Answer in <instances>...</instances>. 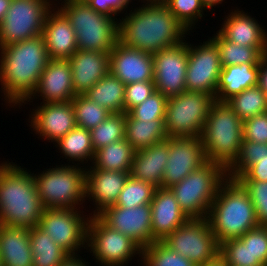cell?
<instances>
[{
	"label": "cell",
	"mask_w": 267,
	"mask_h": 266,
	"mask_svg": "<svg viewBox=\"0 0 267 266\" xmlns=\"http://www.w3.org/2000/svg\"><path fill=\"white\" fill-rule=\"evenodd\" d=\"M119 22V41L128 47L154 54L185 41L186 28L163 2H144Z\"/></svg>",
	"instance_id": "obj_1"
},
{
	"label": "cell",
	"mask_w": 267,
	"mask_h": 266,
	"mask_svg": "<svg viewBox=\"0 0 267 266\" xmlns=\"http://www.w3.org/2000/svg\"><path fill=\"white\" fill-rule=\"evenodd\" d=\"M0 84L6 104L20 108L35 91L50 58L42 35L0 47Z\"/></svg>",
	"instance_id": "obj_2"
},
{
	"label": "cell",
	"mask_w": 267,
	"mask_h": 266,
	"mask_svg": "<svg viewBox=\"0 0 267 266\" xmlns=\"http://www.w3.org/2000/svg\"><path fill=\"white\" fill-rule=\"evenodd\" d=\"M28 171L13 162L0 164V224L27 229L39 225L45 207Z\"/></svg>",
	"instance_id": "obj_3"
},
{
	"label": "cell",
	"mask_w": 267,
	"mask_h": 266,
	"mask_svg": "<svg viewBox=\"0 0 267 266\" xmlns=\"http://www.w3.org/2000/svg\"><path fill=\"white\" fill-rule=\"evenodd\" d=\"M207 220L219 245L238 239L260 225L247 190L237 179L230 177L221 183Z\"/></svg>",
	"instance_id": "obj_4"
},
{
	"label": "cell",
	"mask_w": 267,
	"mask_h": 266,
	"mask_svg": "<svg viewBox=\"0 0 267 266\" xmlns=\"http://www.w3.org/2000/svg\"><path fill=\"white\" fill-rule=\"evenodd\" d=\"M200 138L207 161L227 169L238 156L243 141V121L226 101L215 100Z\"/></svg>",
	"instance_id": "obj_5"
},
{
	"label": "cell",
	"mask_w": 267,
	"mask_h": 266,
	"mask_svg": "<svg viewBox=\"0 0 267 266\" xmlns=\"http://www.w3.org/2000/svg\"><path fill=\"white\" fill-rule=\"evenodd\" d=\"M59 7L75 31L78 50L110 52L119 41L116 17L96 12L84 0H64Z\"/></svg>",
	"instance_id": "obj_6"
},
{
	"label": "cell",
	"mask_w": 267,
	"mask_h": 266,
	"mask_svg": "<svg viewBox=\"0 0 267 266\" xmlns=\"http://www.w3.org/2000/svg\"><path fill=\"white\" fill-rule=\"evenodd\" d=\"M227 177L223 166L207 162L169 189L189 219L207 218L218 189Z\"/></svg>",
	"instance_id": "obj_7"
},
{
	"label": "cell",
	"mask_w": 267,
	"mask_h": 266,
	"mask_svg": "<svg viewBox=\"0 0 267 266\" xmlns=\"http://www.w3.org/2000/svg\"><path fill=\"white\" fill-rule=\"evenodd\" d=\"M32 174L38 195L45 208L80 209L79 205L86 201L85 167L81 168L76 163L74 165L62 164L43 170L38 175Z\"/></svg>",
	"instance_id": "obj_8"
},
{
	"label": "cell",
	"mask_w": 267,
	"mask_h": 266,
	"mask_svg": "<svg viewBox=\"0 0 267 266\" xmlns=\"http://www.w3.org/2000/svg\"><path fill=\"white\" fill-rule=\"evenodd\" d=\"M215 97L185 91L168 97L164 127L168 137H200Z\"/></svg>",
	"instance_id": "obj_9"
},
{
	"label": "cell",
	"mask_w": 267,
	"mask_h": 266,
	"mask_svg": "<svg viewBox=\"0 0 267 266\" xmlns=\"http://www.w3.org/2000/svg\"><path fill=\"white\" fill-rule=\"evenodd\" d=\"M90 247V248H89ZM87 248L102 266H124L142 248L130 237L112 229L98 216H90L87 225Z\"/></svg>",
	"instance_id": "obj_10"
},
{
	"label": "cell",
	"mask_w": 267,
	"mask_h": 266,
	"mask_svg": "<svg viewBox=\"0 0 267 266\" xmlns=\"http://www.w3.org/2000/svg\"><path fill=\"white\" fill-rule=\"evenodd\" d=\"M162 242L196 266L205 265L219 256L220 245L207 218L189 219Z\"/></svg>",
	"instance_id": "obj_11"
},
{
	"label": "cell",
	"mask_w": 267,
	"mask_h": 266,
	"mask_svg": "<svg viewBox=\"0 0 267 266\" xmlns=\"http://www.w3.org/2000/svg\"><path fill=\"white\" fill-rule=\"evenodd\" d=\"M50 0H12L0 23V47L42 35L47 13L57 7Z\"/></svg>",
	"instance_id": "obj_12"
},
{
	"label": "cell",
	"mask_w": 267,
	"mask_h": 266,
	"mask_svg": "<svg viewBox=\"0 0 267 266\" xmlns=\"http://www.w3.org/2000/svg\"><path fill=\"white\" fill-rule=\"evenodd\" d=\"M80 209L45 208L38 227L69 255H79L87 248V225L90 215L84 217ZM82 247V248H81ZM79 250V251H78Z\"/></svg>",
	"instance_id": "obj_13"
},
{
	"label": "cell",
	"mask_w": 267,
	"mask_h": 266,
	"mask_svg": "<svg viewBox=\"0 0 267 266\" xmlns=\"http://www.w3.org/2000/svg\"><path fill=\"white\" fill-rule=\"evenodd\" d=\"M201 44L194 46L188 43L186 90L212 94L215 97L222 70L219 50L211 38Z\"/></svg>",
	"instance_id": "obj_14"
},
{
	"label": "cell",
	"mask_w": 267,
	"mask_h": 266,
	"mask_svg": "<svg viewBox=\"0 0 267 266\" xmlns=\"http://www.w3.org/2000/svg\"><path fill=\"white\" fill-rule=\"evenodd\" d=\"M153 56L155 91L166 97L186 91V69L188 64V42L158 51Z\"/></svg>",
	"instance_id": "obj_15"
},
{
	"label": "cell",
	"mask_w": 267,
	"mask_h": 266,
	"mask_svg": "<svg viewBox=\"0 0 267 266\" xmlns=\"http://www.w3.org/2000/svg\"><path fill=\"white\" fill-rule=\"evenodd\" d=\"M200 137H169V157L161 188H170L206 164Z\"/></svg>",
	"instance_id": "obj_16"
},
{
	"label": "cell",
	"mask_w": 267,
	"mask_h": 266,
	"mask_svg": "<svg viewBox=\"0 0 267 266\" xmlns=\"http://www.w3.org/2000/svg\"><path fill=\"white\" fill-rule=\"evenodd\" d=\"M98 217L109 227L130 237L141 248L155 242L151 228V205L134 208L108 207Z\"/></svg>",
	"instance_id": "obj_17"
},
{
	"label": "cell",
	"mask_w": 267,
	"mask_h": 266,
	"mask_svg": "<svg viewBox=\"0 0 267 266\" xmlns=\"http://www.w3.org/2000/svg\"><path fill=\"white\" fill-rule=\"evenodd\" d=\"M72 78V69L68 59H50L41 73L35 91L24 104L33 102L36 96L42 98L41 103L71 101L76 96Z\"/></svg>",
	"instance_id": "obj_18"
},
{
	"label": "cell",
	"mask_w": 267,
	"mask_h": 266,
	"mask_svg": "<svg viewBox=\"0 0 267 266\" xmlns=\"http://www.w3.org/2000/svg\"><path fill=\"white\" fill-rule=\"evenodd\" d=\"M40 104L33 109L29 123L43 140L55 143L77 126L71 101Z\"/></svg>",
	"instance_id": "obj_19"
},
{
	"label": "cell",
	"mask_w": 267,
	"mask_h": 266,
	"mask_svg": "<svg viewBox=\"0 0 267 266\" xmlns=\"http://www.w3.org/2000/svg\"><path fill=\"white\" fill-rule=\"evenodd\" d=\"M110 72L122 83L153 81V56L150 53L128 47L118 41L109 52Z\"/></svg>",
	"instance_id": "obj_20"
},
{
	"label": "cell",
	"mask_w": 267,
	"mask_h": 266,
	"mask_svg": "<svg viewBox=\"0 0 267 266\" xmlns=\"http://www.w3.org/2000/svg\"><path fill=\"white\" fill-rule=\"evenodd\" d=\"M89 168L86 169L85 198L92 199L96 207L90 215L98 216L106 208L115 206L130 172Z\"/></svg>",
	"instance_id": "obj_21"
},
{
	"label": "cell",
	"mask_w": 267,
	"mask_h": 266,
	"mask_svg": "<svg viewBox=\"0 0 267 266\" xmlns=\"http://www.w3.org/2000/svg\"><path fill=\"white\" fill-rule=\"evenodd\" d=\"M151 205V228L155 241H163L189 218L169 188H156Z\"/></svg>",
	"instance_id": "obj_22"
},
{
	"label": "cell",
	"mask_w": 267,
	"mask_h": 266,
	"mask_svg": "<svg viewBox=\"0 0 267 266\" xmlns=\"http://www.w3.org/2000/svg\"><path fill=\"white\" fill-rule=\"evenodd\" d=\"M42 36L50 59H69L78 50L75 31L58 8L47 13Z\"/></svg>",
	"instance_id": "obj_23"
},
{
	"label": "cell",
	"mask_w": 267,
	"mask_h": 266,
	"mask_svg": "<svg viewBox=\"0 0 267 266\" xmlns=\"http://www.w3.org/2000/svg\"><path fill=\"white\" fill-rule=\"evenodd\" d=\"M218 32L228 41L246 47H256L264 56L267 55V33L258 21L239 9L225 16Z\"/></svg>",
	"instance_id": "obj_24"
},
{
	"label": "cell",
	"mask_w": 267,
	"mask_h": 266,
	"mask_svg": "<svg viewBox=\"0 0 267 266\" xmlns=\"http://www.w3.org/2000/svg\"><path fill=\"white\" fill-rule=\"evenodd\" d=\"M75 95H84L110 72L109 52L77 50L69 59Z\"/></svg>",
	"instance_id": "obj_25"
},
{
	"label": "cell",
	"mask_w": 267,
	"mask_h": 266,
	"mask_svg": "<svg viewBox=\"0 0 267 266\" xmlns=\"http://www.w3.org/2000/svg\"><path fill=\"white\" fill-rule=\"evenodd\" d=\"M168 157L169 137L151 147L136 150L130 176L160 188Z\"/></svg>",
	"instance_id": "obj_26"
},
{
	"label": "cell",
	"mask_w": 267,
	"mask_h": 266,
	"mask_svg": "<svg viewBox=\"0 0 267 266\" xmlns=\"http://www.w3.org/2000/svg\"><path fill=\"white\" fill-rule=\"evenodd\" d=\"M0 256L3 266H32L30 229L0 224Z\"/></svg>",
	"instance_id": "obj_27"
},
{
	"label": "cell",
	"mask_w": 267,
	"mask_h": 266,
	"mask_svg": "<svg viewBox=\"0 0 267 266\" xmlns=\"http://www.w3.org/2000/svg\"><path fill=\"white\" fill-rule=\"evenodd\" d=\"M259 64L224 66L220 72L215 100L227 101L233 95L258 85Z\"/></svg>",
	"instance_id": "obj_28"
},
{
	"label": "cell",
	"mask_w": 267,
	"mask_h": 266,
	"mask_svg": "<svg viewBox=\"0 0 267 266\" xmlns=\"http://www.w3.org/2000/svg\"><path fill=\"white\" fill-rule=\"evenodd\" d=\"M125 86L124 83L109 72L84 95L111 113H125Z\"/></svg>",
	"instance_id": "obj_29"
},
{
	"label": "cell",
	"mask_w": 267,
	"mask_h": 266,
	"mask_svg": "<svg viewBox=\"0 0 267 266\" xmlns=\"http://www.w3.org/2000/svg\"><path fill=\"white\" fill-rule=\"evenodd\" d=\"M167 138L164 120L138 121L126 113L125 139L135 151L151 147Z\"/></svg>",
	"instance_id": "obj_30"
},
{
	"label": "cell",
	"mask_w": 267,
	"mask_h": 266,
	"mask_svg": "<svg viewBox=\"0 0 267 266\" xmlns=\"http://www.w3.org/2000/svg\"><path fill=\"white\" fill-rule=\"evenodd\" d=\"M135 150L126 139L113 142L95 151L91 168L130 172Z\"/></svg>",
	"instance_id": "obj_31"
},
{
	"label": "cell",
	"mask_w": 267,
	"mask_h": 266,
	"mask_svg": "<svg viewBox=\"0 0 267 266\" xmlns=\"http://www.w3.org/2000/svg\"><path fill=\"white\" fill-rule=\"evenodd\" d=\"M32 266H61L69 254L38 226L30 229Z\"/></svg>",
	"instance_id": "obj_32"
},
{
	"label": "cell",
	"mask_w": 267,
	"mask_h": 266,
	"mask_svg": "<svg viewBox=\"0 0 267 266\" xmlns=\"http://www.w3.org/2000/svg\"><path fill=\"white\" fill-rule=\"evenodd\" d=\"M56 143L61 155L63 154L65 159L69 160L68 163L72 161V164H74L73 161H76L78 162L77 165H80V163L84 165L88 161L93 162L95 150L89 130L76 126Z\"/></svg>",
	"instance_id": "obj_33"
},
{
	"label": "cell",
	"mask_w": 267,
	"mask_h": 266,
	"mask_svg": "<svg viewBox=\"0 0 267 266\" xmlns=\"http://www.w3.org/2000/svg\"><path fill=\"white\" fill-rule=\"evenodd\" d=\"M217 45L222 67L259 64L264 55L256 47L241 46L226 40L218 31L211 38Z\"/></svg>",
	"instance_id": "obj_34"
},
{
	"label": "cell",
	"mask_w": 267,
	"mask_h": 266,
	"mask_svg": "<svg viewBox=\"0 0 267 266\" xmlns=\"http://www.w3.org/2000/svg\"><path fill=\"white\" fill-rule=\"evenodd\" d=\"M226 102L242 121L267 112V95L258 85L233 95Z\"/></svg>",
	"instance_id": "obj_35"
},
{
	"label": "cell",
	"mask_w": 267,
	"mask_h": 266,
	"mask_svg": "<svg viewBox=\"0 0 267 266\" xmlns=\"http://www.w3.org/2000/svg\"><path fill=\"white\" fill-rule=\"evenodd\" d=\"M125 122L126 113H111L101 124L92 129L90 132L94 150L125 139Z\"/></svg>",
	"instance_id": "obj_36"
},
{
	"label": "cell",
	"mask_w": 267,
	"mask_h": 266,
	"mask_svg": "<svg viewBox=\"0 0 267 266\" xmlns=\"http://www.w3.org/2000/svg\"><path fill=\"white\" fill-rule=\"evenodd\" d=\"M71 102L77 126L89 131L101 124L111 114L106 108L101 107L85 95H76Z\"/></svg>",
	"instance_id": "obj_37"
},
{
	"label": "cell",
	"mask_w": 267,
	"mask_h": 266,
	"mask_svg": "<svg viewBox=\"0 0 267 266\" xmlns=\"http://www.w3.org/2000/svg\"><path fill=\"white\" fill-rule=\"evenodd\" d=\"M142 266H196L193 262L171 250L162 241L142 248Z\"/></svg>",
	"instance_id": "obj_38"
},
{
	"label": "cell",
	"mask_w": 267,
	"mask_h": 266,
	"mask_svg": "<svg viewBox=\"0 0 267 266\" xmlns=\"http://www.w3.org/2000/svg\"><path fill=\"white\" fill-rule=\"evenodd\" d=\"M156 187L150 183L129 176L121 190L115 207L134 208L150 204Z\"/></svg>",
	"instance_id": "obj_39"
},
{
	"label": "cell",
	"mask_w": 267,
	"mask_h": 266,
	"mask_svg": "<svg viewBox=\"0 0 267 266\" xmlns=\"http://www.w3.org/2000/svg\"><path fill=\"white\" fill-rule=\"evenodd\" d=\"M263 156H267V143L243 140L237 158L226 169L227 176L236 179Z\"/></svg>",
	"instance_id": "obj_40"
},
{
	"label": "cell",
	"mask_w": 267,
	"mask_h": 266,
	"mask_svg": "<svg viewBox=\"0 0 267 266\" xmlns=\"http://www.w3.org/2000/svg\"><path fill=\"white\" fill-rule=\"evenodd\" d=\"M163 3L187 31L194 29L206 10L201 0H165Z\"/></svg>",
	"instance_id": "obj_41"
},
{
	"label": "cell",
	"mask_w": 267,
	"mask_h": 266,
	"mask_svg": "<svg viewBox=\"0 0 267 266\" xmlns=\"http://www.w3.org/2000/svg\"><path fill=\"white\" fill-rule=\"evenodd\" d=\"M168 97L154 91L144 102L133 107L128 113L138 121L164 120Z\"/></svg>",
	"instance_id": "obj_42"
},
{
	"label": "cell",
	"mask_w": 267,
	"mask_h": 266,
	"mask_svg": "<svg viewBox=\"0 0 267 266\" xmlns=\"http://www.w3.org/2000/svg\"><path fill=\"white\" fill-rule=\"evenodd\" d=\"M239 239L248 242L252 266H267V228L264 225L247 231Z\"/></svg>",
	"instance_id": "obj_43"
},
{
	"label": "cell",
	"mask_w": 267,
	"mask_h": 266,
	"mask_svg": "<svg viewBox=\"0 0 267 266\" xmlns=\"http://www.w3.org/2000/svg\"><path fill=\"white\" fill-rule=\"evenodd\" d=\"M219 256L228 266H252L248 242H242L239 238L221 243Z\"/></svg>",
	"instance_id": "obj_44"
},
{
	"label": "cell",
	"mask_w": 267,
	"mask_h": 266,
	"mask_svg": "<svg viewBox=\"0 0 267 266\" xmlns=\"http://www.w3.org/2000/svg\"><path fill=\"white\" fill-rule=\"evenodd\" d=\"M247 190L260 225L267 223V182L239 181Z\"/></svg>",
	"instance_id": "obj_45"
},
{
	"label": "cell",
	"mask_w": 267,
	"mask_h": 266,
	"mask_svg": "<svg viewBox=\"0 0 267 266\" xmlns=\"http://www.w3.org/2000/svg\"><path fill=\"white\" fill-rule=\"evenodd\" d=\"M155 91L153 81H139L125 86V113L144 102Z\"/></svg>",
	"instance_id": "obj_46"
},
{
	"label": "cell",
	"mask_w": 267,
	"mask_h": 266,
	"mask_svg": "<svg viewBox=\"0 0 267 266\" xmlns=\"http://www.w3.org/2000/svg\"><path fill=\"white\" fill-rule=\"evenodd\" d=\"M243 140L267 143V112L243 121Z\"/></svg>",
	"instance_id": "obj_47"
},
{
	"label": "cell",
	"mask_w": 267,
	"mask_h": 266,
	"mask_svg": "<svg viewBox=\"0 0 267 266\" xmlns=\"http://www.w3.org/2000/svg\"><path fill=\"white\" fill-rule=\"evenodd\" d=\"M93 10L109 17L119 16L132 0H84ZM115 15V16H114Z\"/></svg>",
	"instance_id": "obj_48"
},
{
	"label": "cell",
	"mask_w": 267,
	"mask_h": 266,
	"mask_svg": "<svg viewBox=\"0 0 267 266\" xmlns=\"http://www.w3.org/2000/svg\"><path fill=\"white\" fill-rule=\"evenodd\" d=\"M238 181L267 182V156L259 158V162L251 165L242 175L236 178Z\"/></svg>",
	"instance_id": "obj_49"
},
{
	"label": "cell",
	"mask_w": 267,
	"mask_h": 266,
	"mask_svg": "<svg viewBox=\"0 0 267 266\" xmlns=\"http://www.w3.org/2000/svg\"><path fill=\"white\" fill-rule=\"evenodd\" d=\"M258 86L267 95V55H265L259 63Z\"/></svg>",
	"instance_id": "obj_50"
},
{
	"label": "cell",
	"mask_w": 267,
	"mask_h": 266,
	"mask_svg": "<svg viewBox=\"0 0 267 266\" xmlns=\"http://www.w3.org/2000/svg\"><path fill=\"white\" fill-rule=\"evenodd\" d=\"M79 255H69L66 260L61 264V266H89L88 261H84Z\"/></svg>",
	"instance_id": "obj_51"
},
{
	"label": "cell",
	"mask_w": 267,
	"mask_h": 266,
	"mask_svg": "<svg viewBox=\"0 0 267 266\" xmlns=\"http://www.w3.org/2000/svg\"><path fill=\"white\" fill-rule=\"evenodd\" d=\"M12 0H0V23L3 21Z\"/></svg>",
	"instance_id": "obj_52"
},
{
	"label": "cell",
	"mask_w": 267,
	"mask_h": 266,
	"mask_svg": "<svg viewBox=\"0 0 267 266\" xmlns=\"http://www.w3.org/2000/svg\"><path fill=\"white\" fill-rule=\"evenodd\" d=\"M202 266H228V265L220 256H218L215 260L208 262Z\"/></svg>",
	"instance_id": "obj_53"
},
{
	"label": "cell",
	"mask_w": 267,
	"mask_h": 266,
	"mask_svg": "<svg viewBox=\"0 0 267 266\" xmlns=\"http://www.w3.org/2000/svg\"><path fill=\"white\" fill-rule=\"evenodd\" d=\"M206 9H211L215 5L222 4L224 0H201Z\"/></svg>",
	"instance_id": "obj_54"
},
{
	"label": "cell",
	"mask_w": 267,
	"mask_h": 266,
	"mask_svg": "<svg viewBox=\"0 0 267 266\" xmlns=\"http://www.w3.org/2000/svg\"><path fill=\"white\" fill-rule=\"evenodd\" d=\"M164 1L165 0H143V2H164Z\"/></svg>",
	"instance_id": "obj_55"
},
{
	"label": "cell",
	"mask_w": 267,
	"mask_h": 266,
	"mask_svg": "<svg viewBox=\"0 0 267 266\" xmlns=\"http://www.w3.org/2000/svg\"><path fill=\"white\" fill-rule=\"evenodd\" d=\"M0 266H3L2 262H1V256H0Z\"/></svg>",
	"instance_id": "obj_56"
}]
</instances>
